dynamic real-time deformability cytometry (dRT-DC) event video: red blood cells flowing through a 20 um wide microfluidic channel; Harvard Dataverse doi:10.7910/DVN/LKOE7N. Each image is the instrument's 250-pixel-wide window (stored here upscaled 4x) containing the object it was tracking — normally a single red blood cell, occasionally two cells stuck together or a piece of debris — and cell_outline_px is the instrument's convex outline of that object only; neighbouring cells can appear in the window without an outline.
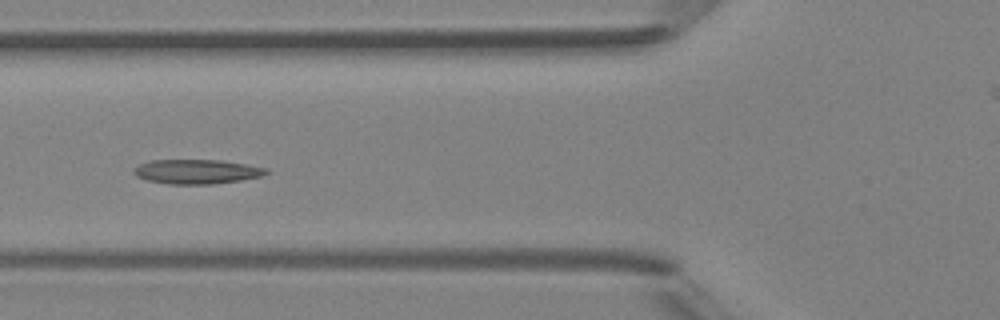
{"species": "Egyptian fruit bat (a non-hibernating species)", "species_latin": "Rousettus aegyptiacus", "temperature_condition": "room temperature", "stored_images_in_passage": 3, "camera_frame_rate_fps": 3000, "um_per_image_px": 0.085, "animal": {"sex": "female"}, "frame": {"image": 1, "passage_image": 3, "time_ms": 2.333, "image_size_px": [1000, 320], "cell_outline_px": [[268, 172], [260, 176], [240, 180], [212, 184], [168, 184], [148, 180], [136, 176], [132, 172], [132, 168], [140, 164], [152, 160], [220, 160], [268, 168]], "centroid_in_image_um": [16.68, 14.58], "position_along_channel_um": 109.1, "area_um2": 18.73}}